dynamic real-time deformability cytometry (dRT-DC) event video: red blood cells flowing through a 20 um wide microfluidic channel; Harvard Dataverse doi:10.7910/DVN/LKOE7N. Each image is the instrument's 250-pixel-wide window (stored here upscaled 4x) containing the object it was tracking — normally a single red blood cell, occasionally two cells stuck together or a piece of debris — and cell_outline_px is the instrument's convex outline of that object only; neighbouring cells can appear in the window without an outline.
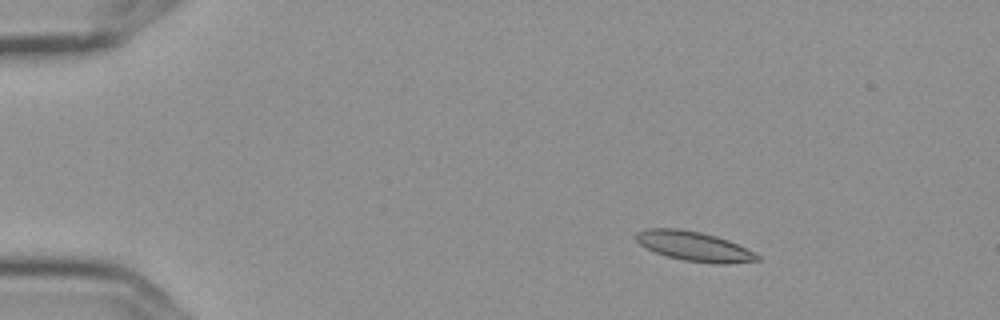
{"species": "Egyptian fruit bat (a non-hibernating species)", "species_latin": "Rousettus aegyptiacus", "temperature_condition": "cold", "stored_images_in_passage": 6, "camera_frame_rate_fps": 3000, "um_per_image_px": 0.085, "frame": {"image": 1, "passage_image": 3, "time_ms": 0.667, "image_size_px": [1000, 320], "cell_outline_px": [[760, 260], [728, 264], [716, 264], [684, 260], [668, 256], [656, 252], [640, 244], [636, 240], [636, 232], [648, 228], [680, 228], [700, 232], [716, 236], [728, 240], [760, 256]], "centroid_in_image_um": [58.99, 20.93], "position_along_channel_um": 26.0, "area_um2": 20.63}}
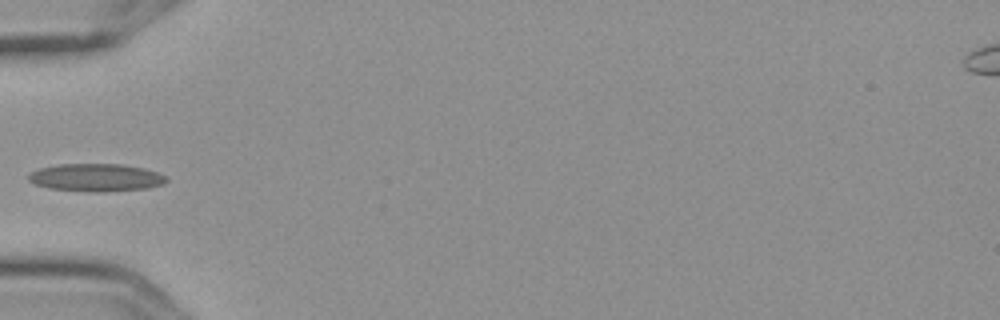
{"frame": {"image": 2, "passage_image": 6, "time_ms": 1.667, "image_size_px": [1000, 320], "cell_outline_px": [[168, 180], [164, 184], [148, 188], [96, 192], [88, 192], [48, 188], [36, 184], [28, 180], [28, 176], [32, 172], [40, 168], [60, 164], [120, 164], [144, 168], [156, 172], [164, 176]], "centroid_in_image_um": [8.16, 15.09], "position_along_channel_um": 76.8, "area_um2": 22.14}}